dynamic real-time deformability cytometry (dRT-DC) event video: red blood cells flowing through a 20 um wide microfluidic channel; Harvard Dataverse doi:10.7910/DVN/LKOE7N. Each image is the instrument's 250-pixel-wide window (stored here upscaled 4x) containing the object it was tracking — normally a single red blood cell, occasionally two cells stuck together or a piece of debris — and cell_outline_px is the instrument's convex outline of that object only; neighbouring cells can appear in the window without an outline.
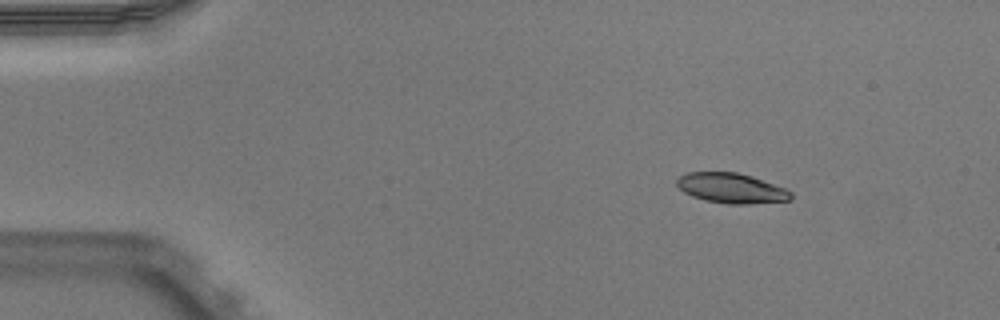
{"species": "Egyptian fruit bat (a non-hibernating species)", "species_latin": "Rousettus aegyptiacus", "temperature_condition": "warm", "stored_images_in_passage": 45, "camera_frame_rate_fps": 3000, "um_per_image_px": 0.085, "animal": {"sex": "male"}, "frame": {"image": 1, "passage_image": 1, "time_ms": 0.0, "image_size_px": [1000, 320], "cell_outline_px": [[792, 200], [748, 204], [728, 204], [704, 200], [692, 196], [684, 192], [676, 184], [676, 180], [680, 176], [688, 172], [736, 172], [752, 176], [784, 188], [792, 192]], "centroid_in_image_um": [62.16, 16.0], "position_along_channel_um": 22.8, "area_um2": 19.94}}
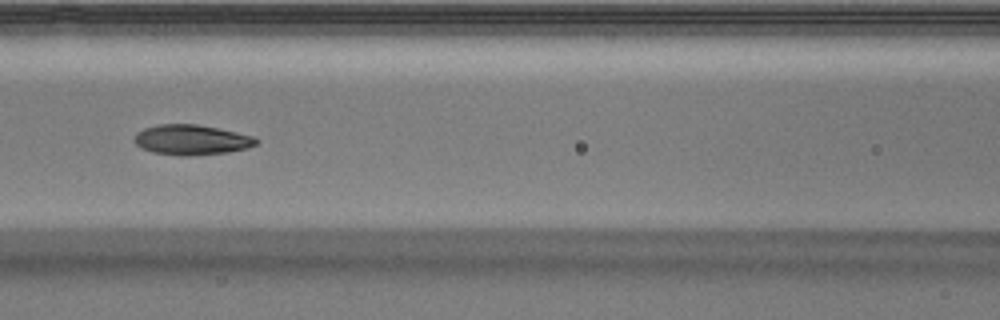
{"frame": {"image": 2, "passage_image": 17, "time_ms": 5.333, "image_size_px": [1000, 320], "cell_outline_px": [[260, 140], [256, 144], [248, 148], [228, 152], [188, 156], [180, 156], [152, 152], [140, 148], [132, 140], [136, 132], [144, 128], [160, 124], [196, 124], [256, 136]], "centroid_in_image_um": [16.26, 11.89], "position_along_channel_um": 150.3, "area_um2": 21.62}}
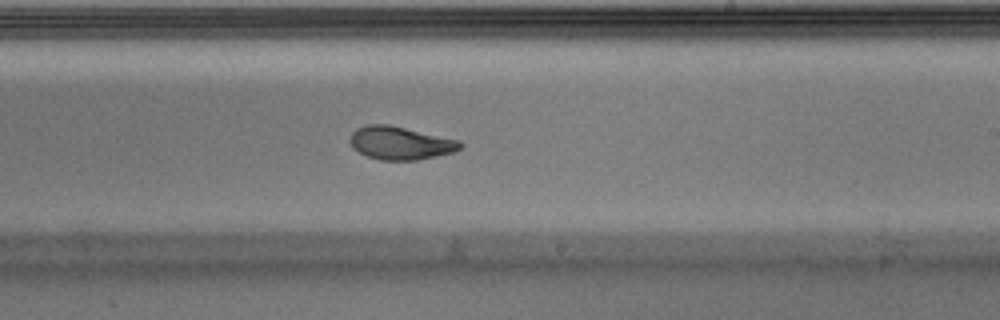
{"frame": {"image": 3, "passage_image": 25, "time_ms": 8.0, "image_size_px": [1000, 320], "cell_outline_px": [[464, 144], [460, 148], [452, 152], [436, 156], [416, 160], [380, 160], [368, 156], [352, 148], [348, 140], [352, 132], [356, 128], [368, 124], [388, 124], [460, 140]], "centroid_in_image_um": [34.0, 12.15], "position_along_channel_um": 255.0, "area_um2": 21.27}, "authors_computed_cell_mechanics": {"area_um2": 21.7328, "velocity_mm_per_s": 3.9387, "shape_relaxation_time_tau1_ms": 4.0396, "shape_relaxation_time_tau2_ms": 1.3878, "deformation_change_tau1": 0.16, "deformation_change_tau2": 0.0664}}